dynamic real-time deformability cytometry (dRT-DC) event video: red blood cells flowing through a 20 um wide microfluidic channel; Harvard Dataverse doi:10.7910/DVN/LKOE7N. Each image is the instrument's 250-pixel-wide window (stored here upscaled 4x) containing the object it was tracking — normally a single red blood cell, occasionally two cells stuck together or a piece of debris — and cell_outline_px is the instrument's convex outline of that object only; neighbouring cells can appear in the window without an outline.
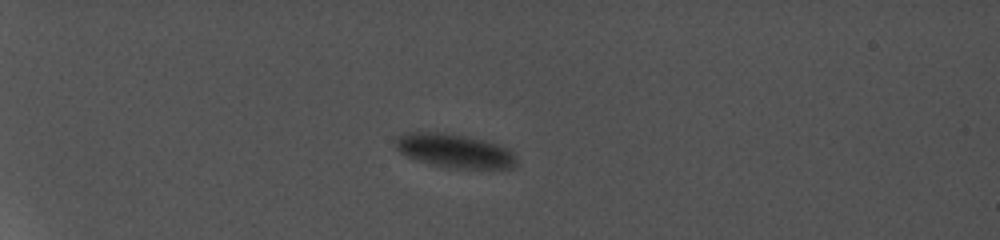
{"species": "common noctule bat (a hibernating species)", "species_latin": "Nyctalus noctula", "temperature_condition": "cold", "stored_images_in_passage": 13, "camera_frame_rate_fps": 5000, "um_per_image_px": 0.085, "animal": {"sex": "female", "body_mass_g": 19.0, "forearm_length_mm": 56.7}, "frame": {"image": 1, "passage_image": 6, "time_ms": 4.2, "image_size_px": [1000, 240], "cell_outline_px": [[516, 164], [512, 168], [448, 168], [420, 160], [408, 156], [400, 152], [396, 148], [396, 144], [404, 136], [452, 136], [472, 140], [488, 144], [500, 148], [508, 152], [512, 156]], "centroid_in_image_um": [38.68, 12.95], "position_along_channel_um": 46.3, "area_um2": 20.58}}
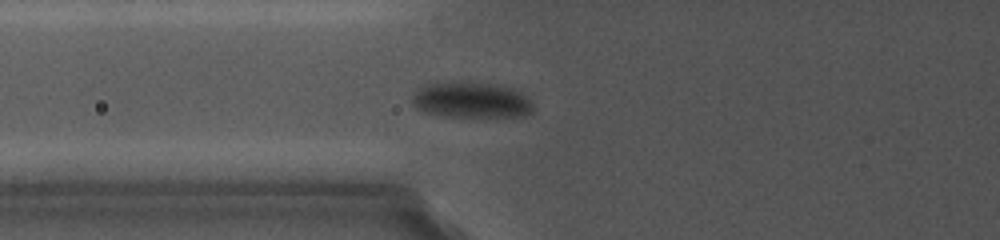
{"frame": {"image": 2, "passage_image": 10, "time_ms": 7.4, "image_size_px": [1000, 240], "cell_outline_px": [[532, 108], [524, 116], [484, 120], [476, 120], [444, 116], [424, 112], [416, 108], [416, 96], [424, 88], [436, 84], [468, 84], [500, 88], [516, 92], [528, 100]], "centroid_in_image_um": [40.11, 8.67], "position_along_channel_um": 85.7, "area_um2": 23.81}}